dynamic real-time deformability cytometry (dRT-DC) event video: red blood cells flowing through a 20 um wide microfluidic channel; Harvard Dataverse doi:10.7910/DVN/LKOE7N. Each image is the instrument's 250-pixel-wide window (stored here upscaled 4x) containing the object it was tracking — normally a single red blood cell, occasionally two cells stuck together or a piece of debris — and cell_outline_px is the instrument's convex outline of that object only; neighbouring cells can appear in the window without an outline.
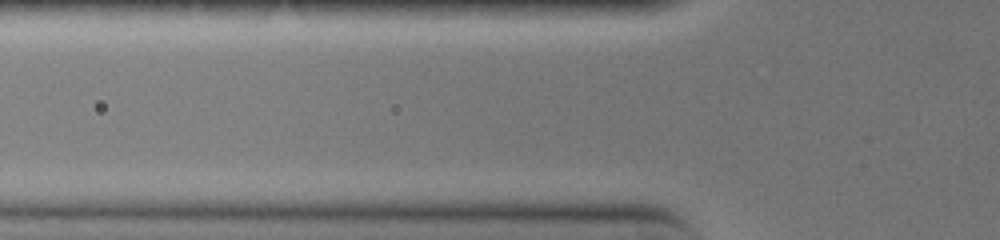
{"species": "common noctule bat (a hibernating species)", "species_latin": "Nyctalus noctula", "temperature_condition": "warm", "stored_images_in_passage": 3, "camera_frame_rate_fps": 3000, "um_per_image_px": 0.085, "animal": {"sex": "female", "body_mass_g": 19.0, "forearm_length_mm": 51.5}, "frame": {"image": 1, "passage_image": 2, "time_ms": 0.333, "image_size_px": [1000, 240], "cell_outline_px": [[636, 164], [620, 168], [516, 168], [488, 164], [484, 160], [492, 156], [592, 156], [632, 160]], "centroid_in_image_um": [47.48, 13.77], "position_along_channel_um": 78.3, "area_um2": 11.5}}